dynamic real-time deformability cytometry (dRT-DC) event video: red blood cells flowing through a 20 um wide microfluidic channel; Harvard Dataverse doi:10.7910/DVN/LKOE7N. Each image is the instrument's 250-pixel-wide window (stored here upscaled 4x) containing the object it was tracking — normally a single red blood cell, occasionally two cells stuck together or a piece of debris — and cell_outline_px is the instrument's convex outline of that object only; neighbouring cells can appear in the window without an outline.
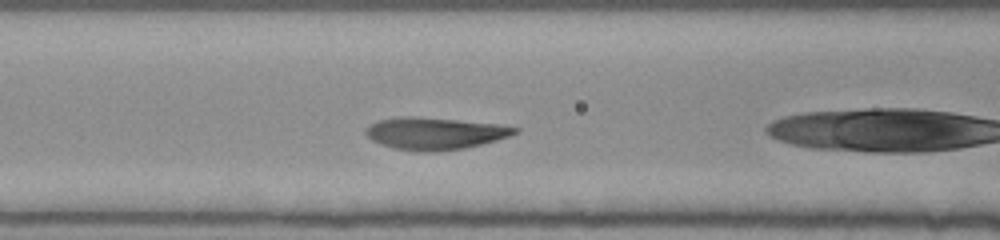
{"species": "human", "species_latin": "Homo sapiens", "temperature_condition": "room temperature", "stored_images_in_passage": 30, "segment_of_instrument_passage": [2, 2], "camera_frame_rate_fps": 3000, "um_per_image_px": 0.085, "donor": {"sex": "female"}, "frame": {"image": 1, "passage_image": 5, "time_ms": 1.333, "image_size_px": [1000, 240], "cell_outline_px": [[520, 132], [496, 140], [464, 148], [436, 152], [420, 152], [396, 148], [380, 144], [372, 140], [364, 132], [364, 128], [380, 120], [404, 116], [412, 116], [500, 124], [520, 128]], "centroid_in_image_um": [36.97, 11.34], "position_along_channel_um": 129.6, "area_um2": 27.74}}
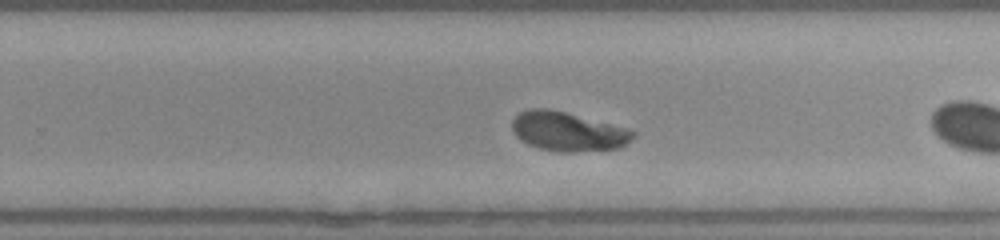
{"frame": {"image": 2, "passage_image": 17, "time_ms": 5.333, "image_size_px": [1000, 240], "cell_outline_px": [[636, 136], [632, 140], [616, 148], [576, 152], [560, 152], [540, 148], [528, 144], [520, 140], [512, 132], [512, 120], [520, 112], [528, 108], [548, 108], [632, 128], [636, 132]], "centroid_in_image_um": [48.29, 11.17], "position_along_channel_um": 281.5, "area_um2": 27.92}}
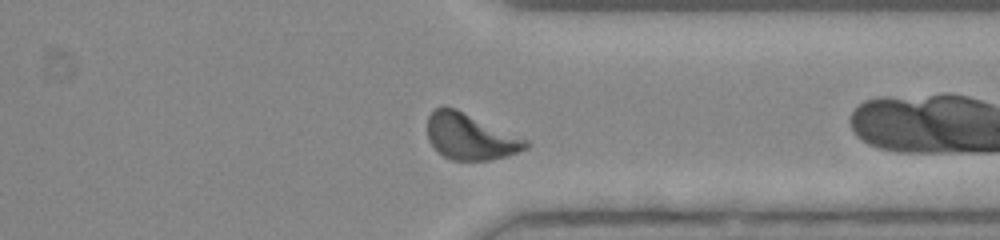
{"frame": {"image": 3, "passage_image": 24, "time_ms": 7.667, "image_size_px": [1000, 240], "cell_outline_px": [[532, 144], [528, 148], [504, 156], [488, 160], [452, 160], [444, 156], [428, 140], [428, 116], [436, 108], [444, 104], [456, 108], [528, 140]], "centroid_in_image_um": [39.97, 11.59], "position_along_channel_um": 371.4, "area_um2": 26.3}}